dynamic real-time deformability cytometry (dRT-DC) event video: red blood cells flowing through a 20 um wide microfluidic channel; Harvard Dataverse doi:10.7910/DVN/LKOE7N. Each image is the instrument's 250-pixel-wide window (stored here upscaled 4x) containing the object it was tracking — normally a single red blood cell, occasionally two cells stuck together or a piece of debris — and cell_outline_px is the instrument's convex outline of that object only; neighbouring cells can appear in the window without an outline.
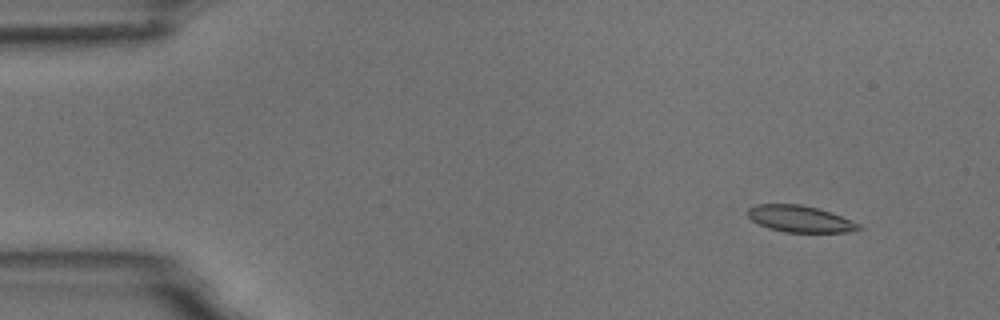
{"species": "common noctule bat (a hibernating species)", "species_latin": "Nyctalus noctula", "temperature_condition": "room temperature", "stored_images_in_passage": 4, "camera_frame_rate_fps": 3000, "um_per_image_px": 0.085, "animal": {"sex": "male", "body_mass_g": 18.8}, "frame": {"image": 1, "passage_image": 1, "time_ms": 0.0, "image_size_px": [1000, 320], "cell_outline_px": [[864, 228], [848, 232], [784, 232], [768, 228], [752, 220], [748, 216], [748, 208], [756, 204], [800, 204], [816, 208], [840, 216], [860, 224]], "centroid_in_image_um": [67.98, 18.61], "position_along_channel_um": 17.0, "area_um2": 16.99}}
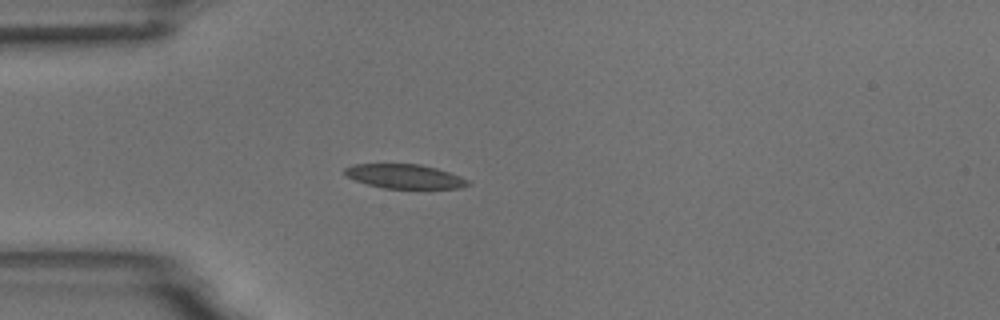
{"frame": {"image": 2, "passage_image": 4, "time_ms": 3.333, "image_size_px": [1000, 320], "cell_outline_px": [[472, 184], [460, 188], [384, 188], [368, 184], [344, 176], [344, 168], [352, 164], [420, 164], [436, 168], [460, 176], [468, 180]], "centroid_in_image_um": [34.38, 14.98], "position_along_channel_um": 50.6, "area_um2": 17.34}}